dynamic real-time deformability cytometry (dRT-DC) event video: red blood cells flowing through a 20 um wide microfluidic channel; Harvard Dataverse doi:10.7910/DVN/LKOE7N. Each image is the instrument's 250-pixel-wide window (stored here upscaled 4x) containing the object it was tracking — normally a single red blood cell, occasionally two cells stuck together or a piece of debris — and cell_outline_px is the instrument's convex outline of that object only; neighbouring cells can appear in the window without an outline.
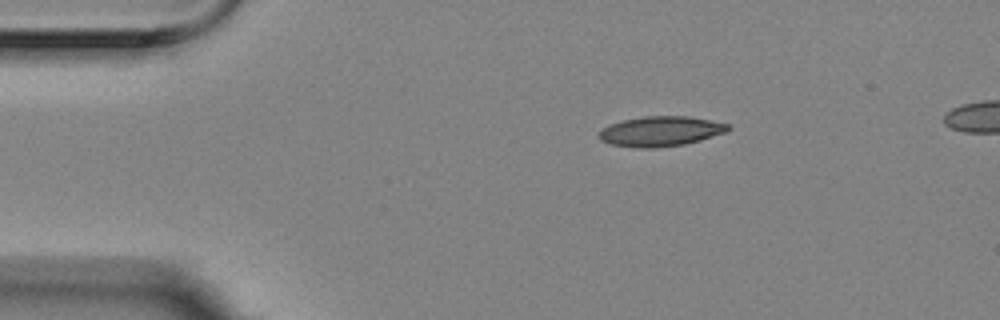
{"species": "Egyptian fruit bat (a non-hibernating species)", "species_latin": "Rousettus aegyptiacus", "temperature_condition": "room temperature", "stored_images_in_passage": 4, "segment_of_instrument_passage": [1, 2], "camera_frame_rate_fps": 3000, "um_per_image_px": 0.085, "animal": {"sex": "female"}, "frame": {"image": 1, "passage_image": 1, "time_ms": 0.0, "image_size_px": [1000, 320], "cell_outline_px": [[732, 128], [724, 132], [700, 140], [684, 144], [656, 148], [636, 148], [612, 144], [600, 140], [596, 136], [608, 124], [624, 120], [644, 116], [688, 116], [728, 124]], "centroid_in_image_um": [56.11, 11.16], "position_along_channel_um": 28.9, "area_um2": 22.43}}